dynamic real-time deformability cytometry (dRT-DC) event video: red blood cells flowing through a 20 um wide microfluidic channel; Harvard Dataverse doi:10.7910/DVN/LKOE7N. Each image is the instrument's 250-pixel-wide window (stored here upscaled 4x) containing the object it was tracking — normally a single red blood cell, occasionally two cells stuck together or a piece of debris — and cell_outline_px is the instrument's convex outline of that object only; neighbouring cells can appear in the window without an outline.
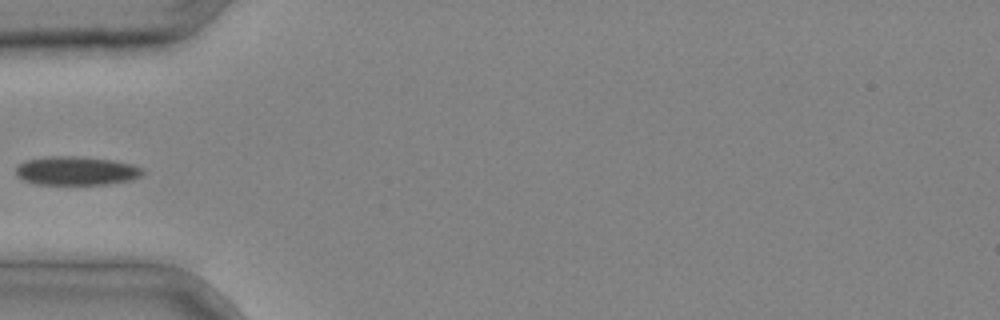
{"species": "common noctule bat (a hibernating species)", "species_latin": "Nyctalus noctula", "temperature_condition": "cold", "stored_images_in_passage": 3, "camera_frame_rate_fps": 3000, "um_per_image_px": 0.085, "animal": {"sex": "male", "body_mass_g": 20.4}, "frame": {"image": 1, "passage_image": 3, "time_ms": 0.667, "image_size_px": [1000, 320], "cell_outline_px": [[144, 176], [132, 180], [108, 184], [36, 184], [24, 180], [16, 176], [16, 164], [24, 160], [44, 156], [80, 156], [112, 160], [132, 164], [144, 168]], "centroid_in_image_um": [6.49, 14.51], "position_along_channel_um": 78.5, "area_um2": 21.68}}